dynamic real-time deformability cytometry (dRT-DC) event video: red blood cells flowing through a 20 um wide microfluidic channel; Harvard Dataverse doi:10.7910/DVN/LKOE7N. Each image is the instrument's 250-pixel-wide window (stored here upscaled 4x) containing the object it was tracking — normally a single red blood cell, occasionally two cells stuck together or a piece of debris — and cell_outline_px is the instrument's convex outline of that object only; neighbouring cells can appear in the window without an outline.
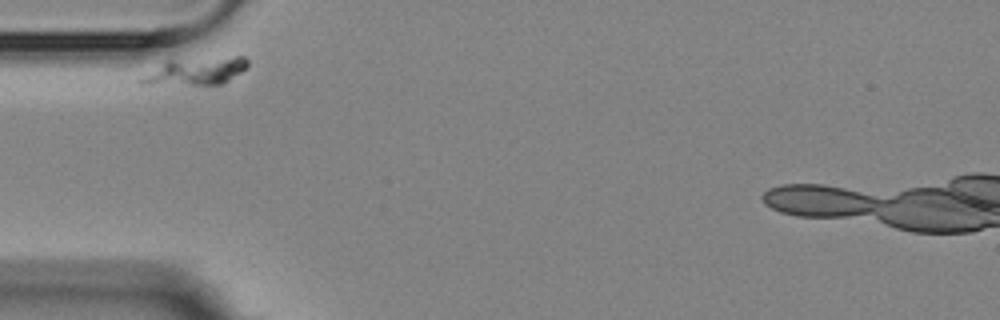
{"species": "Egyptian fruit bat (a non-hibernating species)", "species_latin": "Rousettus aegyptiacus", "temperature_condition": "room temperature", "stored_images_in_passage": 2, "camera_frame_rate_fps": 3000, "um_per_image_px": 0.085, "animal": {"sex": "female"}, "frame": {"image": 1, "passage_image": 1, "time_ms": 0.0, "image_size_px": [1000, 320], "cell_outline_px": [[248, 64], [240, 72], [220, 84], [140, 84], [140, 80], [144, 76], [168, 60], [236, 56], [244, 56], [248, 60]], "centroid_in_image_um": [16.68, 6.03], "position_along_channel_um": 68.3, "area_um2": 16.3}}